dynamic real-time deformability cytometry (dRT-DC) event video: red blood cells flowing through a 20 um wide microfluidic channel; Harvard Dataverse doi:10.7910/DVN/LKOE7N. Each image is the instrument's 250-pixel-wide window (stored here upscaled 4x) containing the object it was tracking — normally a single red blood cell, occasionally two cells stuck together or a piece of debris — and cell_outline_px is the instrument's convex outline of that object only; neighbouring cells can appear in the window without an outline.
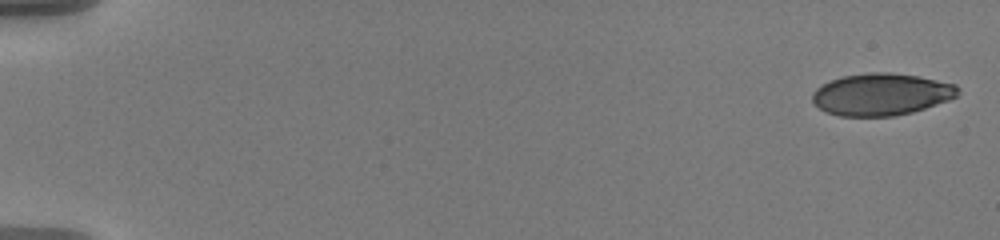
{"species": "human", "species_latin": "Homo sapiens", "temperature_condition": "warm", "stored_images_in_passage": 14, "camera_frame_rate_fps": 3000, "um_per_image_px": 0.085, "donor": {"sex": "male"}, "frame": {"image": 1, "passage_image": 1, "time_ms": 0.0, "image_size_px": [1000, 240], "cell_outline_px": [[960, 92], [956, 96], [948, 100], [912, 112], [892, 116], [840, 116], [828, 112], [820, 108], [812, 100], [812, 92], [816, 88], [832, 80], [844, 76], [868, 72], [888, 72], [920, 76], [956, 84], [960, 88]], "centroid_in_image_um": [74.94, 8.01], "position_along_channel_um": 10.1, "area_um2": 35.55}}
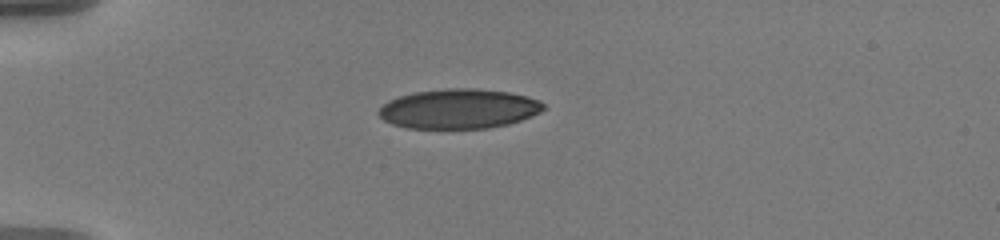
{"frame": {"image": 2, "passage_image": 10, "time_ms": 5.0, "image_size_px": [1000, 240], "cell_outline_px": [[544, 108], [540, 112], [532, 116], [508, 124], [488, 128], [408, 128], [392, 124], [384, 120], [376, 112], [388, 100], [400, 96], [416, 92], [448, 88], [476, 88], [508, 92], [528, 96], [540, 100], [544, 104]], "centroid_in_image_um": [39.01, 9.24], "position_along_channel_um": 46.0, "area_um2": 38.09}}
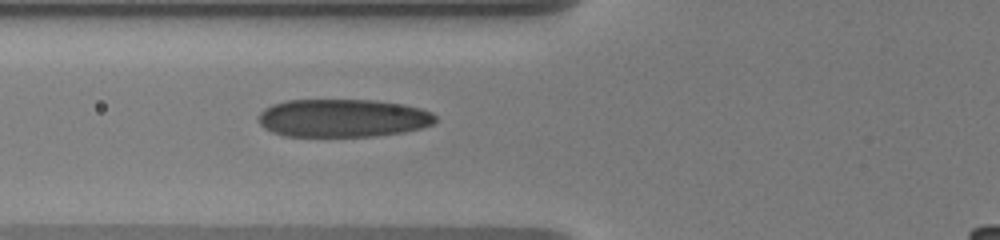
{"frame": {"image": 3, "passage_image": 14, "time_ms": 7.333, "image_size_px": [1000, 240], "cell_outline_px": [[436, 120], [432, 124], [420, 128], [404, 132], [376, 136], [284, 136], [272, 132], [264, 128], [260, 124], [260, 112], [264, 108], [272, 104], [288, 100], [376, 100], [404, 104], [420, 108], [432, 112], [436, 116]], "centroid_in_image_um": [29.15, 10.03], "position_along_channel_um": 96.6, "area_um2": 39.36}}